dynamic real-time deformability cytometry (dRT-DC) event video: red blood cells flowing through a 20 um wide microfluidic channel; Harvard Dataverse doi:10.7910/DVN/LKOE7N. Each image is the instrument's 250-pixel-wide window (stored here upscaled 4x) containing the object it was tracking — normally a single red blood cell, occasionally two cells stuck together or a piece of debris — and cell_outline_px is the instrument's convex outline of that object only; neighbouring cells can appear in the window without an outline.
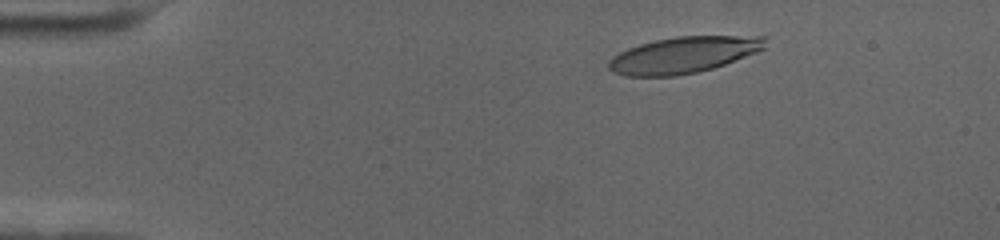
{"species": "human", "species_latin": "Homo sapiens", "temperature_condition": "cold", "stored_images_in_passage": 57, "camera_frame_rate_fps": 3000, "um_per_image_px": 0.085, "donor": {"sex": "female"}, "frame": {"image": 1, "passage_image": 8, "time_ms": 2.333, "image_size_px": [1000, 240], "cell_outline_px": [[764, 48], [756, 52], [724, 64], [712, 68], [696, 72], [676, 76], [624, 76], [612, 72], [608, 68], [608, 60], [612, 56], [628, 48], [640, 44], [656, 40], [676, 36], [764, 36]], "centroid_in_image_um": [58.03, 4.67], "position_along_channel_um": 27.0, "area_um2": 32.89}}
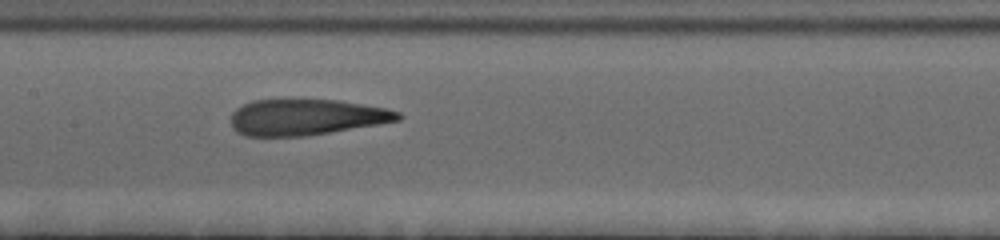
{"frame": {"image": 2, "passage_image": 28, "time_ms": 9.0, "image_size_px": [1000, 240], "cell_outline_px": [[404, 116], [400, 120], [304, 136], [244, 136], [236, 132], [232, 128], [232, 112], [236, 108], [252, 100], [336, 100], [384, 108], [400, 112]], "centroid_in_image_um": [25.98, 9.96], "position_along_channel_um": 181.4, "area_um2": 34.68}}
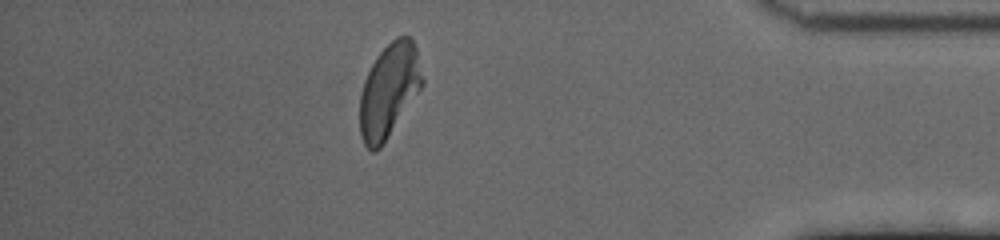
{"frame": {"image": 3, "passage_image": 50, "time_ms": 16.333, "image_size_px": [1000, 240], "cell_outline_px": [[424, 84], [380, 148], [376, 152], [372, 152], [364, 144], [360, 136], [360, 96], [364, 80], [376, 56], [396, 36], [408, 36], [412, 40], [416, 48], [424, 80]], "centroid_in_image_um": [33.06, 7.7], "position_along_channel_um": 402.1, "area_um2": 33.93}, "authors_computed_cell_mechanics": {"area_um2": 35.0268, "velocity_mm_per_s": 3.4901, "shape_relaxation_time_tau1_ms": 4.5002, "shape_relaxation_time_tau2_ms": 1.3701, "deformation_change_tau1": 0.2318, "deformation_change_tau2": 0.1154}}